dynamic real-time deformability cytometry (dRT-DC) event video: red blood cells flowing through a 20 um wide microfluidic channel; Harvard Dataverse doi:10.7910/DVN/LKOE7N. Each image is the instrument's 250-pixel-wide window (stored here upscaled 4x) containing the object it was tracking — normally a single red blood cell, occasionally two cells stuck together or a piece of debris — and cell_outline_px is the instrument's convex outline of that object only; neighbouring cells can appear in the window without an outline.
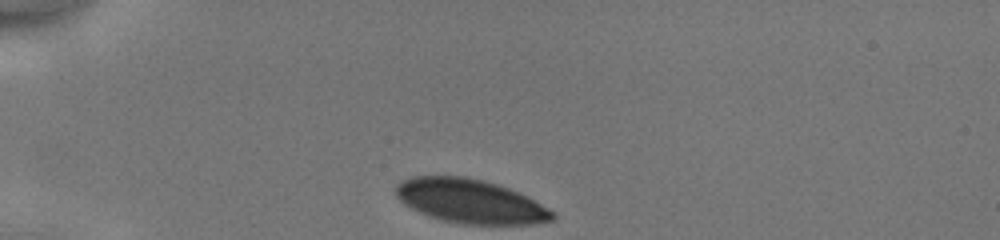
{"species": "human", "species_latin": "Homo sapiens", "temperature_condition": "cold", "stored_images_in_passage": 30, "camera_frame_rate_fps": 3000, "um_per_image_px": 0.085, "donor": {"sex": "male"}, "frame": {"image": 1, "passage_image": 1, "time_ms": 0.0, "image_size_px": [1000, 240], "cell_outline_px": [[556, 216], [552, 220], [536, 224], [460, 224], [444, 220], [420, 212], [404, 204], [396, 196], [396, 184], [400, 180], [412, 176], [464, 176], [496, 184], [508, 188], [528, 196], [548, 208]], "centroid_in_image_um": [39.96, 17.1], "position_along_channel_um": 45.0, "area_um2": 39.94}}
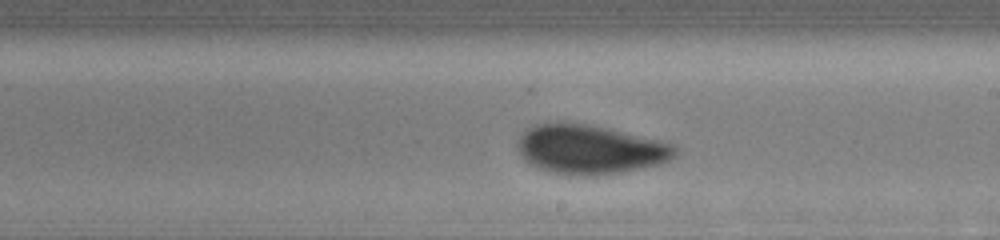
{"frame": {"image": 2, "passage_image": 18, "time_ms": 5.667, "image_size_px": [1000, 240], "cell_outline_px": [[676, 156], [660, 164], [644, 168], [624, 172], [596, 176], [580, 176], [548, 172], [536, 168], [524, 160], [520, 156], [516, 148], [516, 140], [524, 128], [548, 120], [564, 120], [592, 124], [660, 140], [676, 144]], "centroid_in_image_um": [50.07, 12.67], "position_along_channel_um": 238.9, "area_um2": 46.88}}
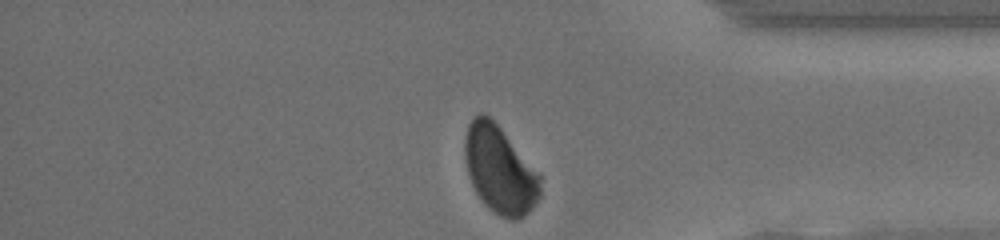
{"frame": {"image": 3, "passage_image": 30, "time_ms": 9.667, "image_size_px": [1000, 240], "cell_outline_px": [[540, 196], [532, 208], [520, 220], [512, 220], [500, 216], [488, 208], [476, 192], [468, 176], [464, 156], [464, 136], [468, 124], [480, 112], [484, 112], [500, 128], [540, 176]], "centroid_in_image_um": [42.44, 14.45], "position_along_channel_um": 392.8, "area_um2": 37.97}, "authors_computed_cell_mechanics": {"area_um2": 43.8702, "velocity_mm_per_s": 4.1271, "shape_relaxation_time_tau1_ms": 2.1376, "shape_relaxation_time_tau2_ms": null, "deformation_change_tau1": 0.0919, "deformation_change_tau2": null}}